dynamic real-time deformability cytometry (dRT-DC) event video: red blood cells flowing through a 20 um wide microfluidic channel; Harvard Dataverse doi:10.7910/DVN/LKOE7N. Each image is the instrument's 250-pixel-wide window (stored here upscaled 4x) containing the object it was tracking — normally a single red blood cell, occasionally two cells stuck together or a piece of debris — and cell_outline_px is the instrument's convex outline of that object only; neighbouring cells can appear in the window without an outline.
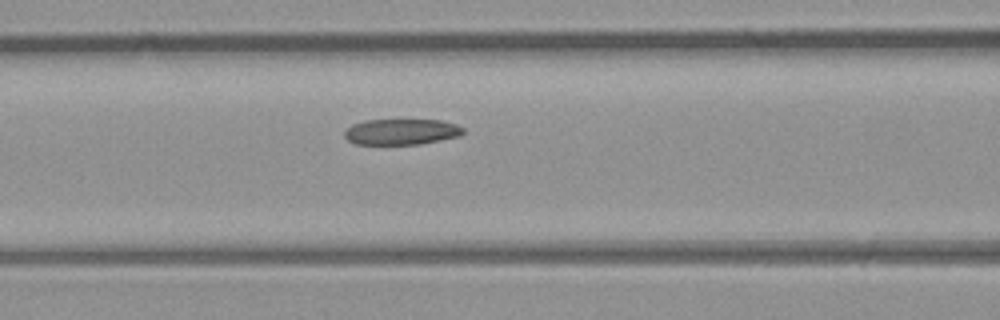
{"species": "common noctule bat (a hibernating species)", "species_latin": "Nyctalus noctula", "temperature_condition": "room temperature", "stored_images_in_passage": 6, "camera_frame_rate_fps": 3000, "um_per_image_px": 0.085, "animal": {"sex": "male", "body_mass_g": 23.1, "forearm_length_mm": 52.7}, "frame": {"image": 1, "passage_image": 6, "time_ms": 1.667, "image_size_px": [1000, 320], "cell_outline_px": [[464, 132], [460, 136], [420, 144], [356, 144], [348, 140], [344, 136], [344, 132], [352, 124], [364, 120], [440, 120], [456, 124], [464, 128]], "centroid_in_image_um": [34.12, 11.2], "position_along_channel_um": 132.5, "area_um2": 17.86}}